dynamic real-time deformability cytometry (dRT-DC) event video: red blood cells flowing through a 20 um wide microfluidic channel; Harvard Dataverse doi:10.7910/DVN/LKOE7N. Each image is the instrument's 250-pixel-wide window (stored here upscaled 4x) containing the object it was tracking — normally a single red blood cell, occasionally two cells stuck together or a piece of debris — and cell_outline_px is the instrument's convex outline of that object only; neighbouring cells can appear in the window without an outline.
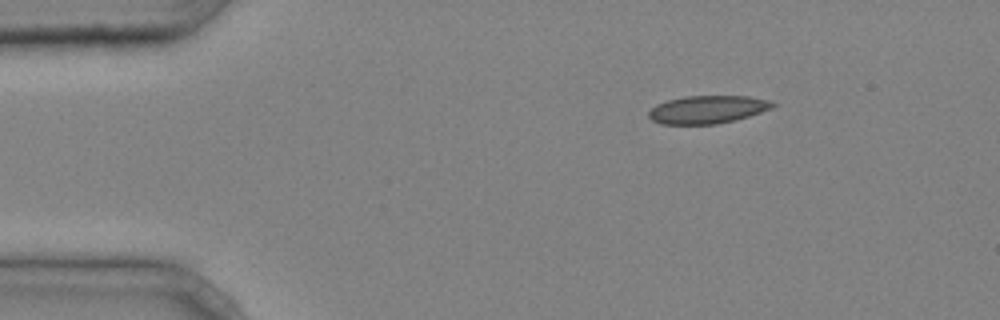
{"species": "common noctule bat (a hibernating species)", "species_latin": "Nyctalus noctula", "temperature_condition": "cold", "stored_images_in_passage": 2, "camera_frame_rate_fps": 3000, "um_per_image_px": 0.085, "animal": {"sex": "male", "body_mass_g": 20.4}, "frame": {"image": 1, "passage_image": 1, "time_ms": 0.0, "image_size_px": [1000, 320], "cell_outline_px": [[776, 104], [772, 108], [736, 120], [716, 124], [660, 124], [652, 120], [648, 116], [648, 112], [656, 104], [668, 100], [684, 96], [748, 96], [768, 100]], "centroid_in_image_um": [60.11, 9.31], "position_along_channel_um": 24.9, "area_um2": 20.11}}